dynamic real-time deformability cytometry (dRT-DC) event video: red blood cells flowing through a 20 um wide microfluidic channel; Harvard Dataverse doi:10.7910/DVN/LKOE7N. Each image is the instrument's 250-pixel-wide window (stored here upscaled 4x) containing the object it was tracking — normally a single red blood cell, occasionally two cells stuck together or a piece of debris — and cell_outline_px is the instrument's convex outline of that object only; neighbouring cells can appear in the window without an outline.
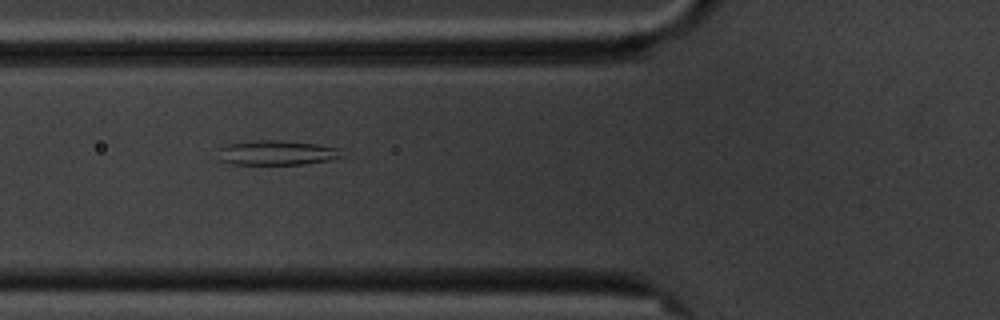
{"species": "common noctule bat (a hibernating species)", "species_latin": "Nyctalus noctula", "temperature_condition": "cold", "stored_images_in_passage": 6, "camera_frame_rate_fps": 3000, "um_per_image_px": 0.085, "animal": {"sex": "male", "body_mass_g": 20.1, "forearm_length_mm": 53.5}, "frame": {"image": 1, "passage_image": 5, "time_ms": 4.667, "image_size_px": [1000, 320], "cell_outline_px": [[344, 156], [332, 160], [304, 164], [232, 164], [216, 160], [216, 148], [224, 144], [256, 140], [280, 140], [320, 144], [340, 148]], "centroid_in_image_um": [23.46, 12.98], "position_along_channel_um": 102.3, "area_um2": 18.44}}